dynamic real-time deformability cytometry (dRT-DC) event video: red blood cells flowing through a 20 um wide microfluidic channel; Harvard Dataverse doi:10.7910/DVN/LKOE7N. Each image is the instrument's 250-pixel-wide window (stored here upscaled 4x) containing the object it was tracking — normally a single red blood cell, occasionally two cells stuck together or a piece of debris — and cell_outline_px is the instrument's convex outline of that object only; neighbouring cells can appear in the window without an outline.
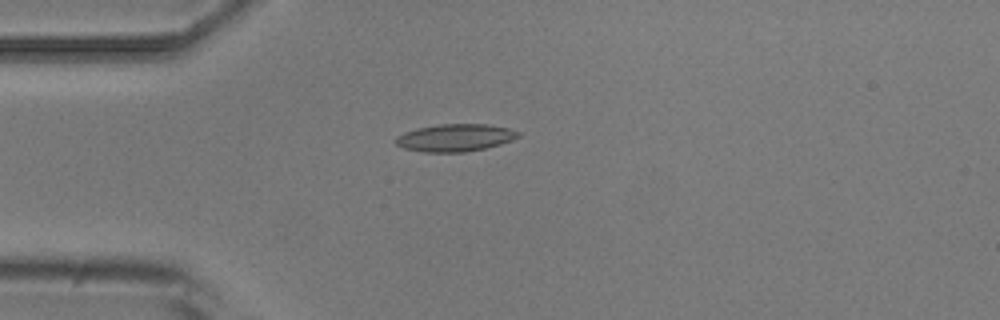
{"species": "common noctule bat (a hibernating species)", "species_latin": "Nyctalus noctula", "temperature_condition": "room temperature", "stored_images_in_passage": 1, "camera_frame_rate_fps": 3000, "um_per_image_px": 0.085, "animal": {"sex": "male", "body_mass_g": 20.5, "forearm_length_mm": 52.5}, "frame": {"image": 1, "passage_image": 1, "time_ms": 0.0, "image_size_px": [1000, 320], "cell_outline_px": [[520, 136], [512, 140], [500, 144], [484, 148], [464, 152], [424, 152], [404, 148], [396, 144], [396, 136], [404, 132], [416, 128], [440, 124], [488, 124], [508, 128], [520, 132]], "centroid_in_image_um": [38.69, 11.7], "position_along_channel_um": 46.3, "area_um2": 19.54}}